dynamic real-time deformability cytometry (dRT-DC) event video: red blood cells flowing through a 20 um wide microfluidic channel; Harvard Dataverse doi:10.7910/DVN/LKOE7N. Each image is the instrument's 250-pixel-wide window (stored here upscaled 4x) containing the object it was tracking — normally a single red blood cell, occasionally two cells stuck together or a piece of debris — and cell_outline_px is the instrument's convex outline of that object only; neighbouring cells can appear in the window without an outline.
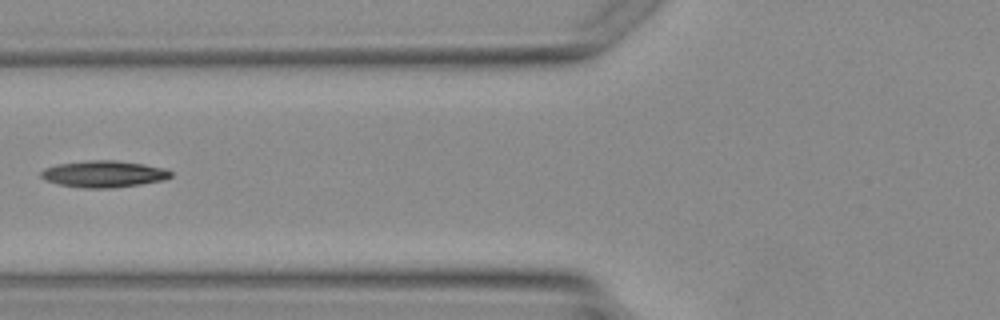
{"species": "Egyptian fruit bat (a non-hibernating species)", "species_latin": "Rousettus aegyptiacus", "temperature_condition": "warm", "stored_images_in_passage": 2, "camera_frame_rate_fps": 3000, "um_per_image_px": 0.085, "animal": {"sex": "female"}, "frame": {"image": 1, "passage_image": 2, "time_ms": 1.333, "image_size_px": [1000, 320], "cell_outline_px": [[172, 176], [164, 180], [140, 184], [112, 188], [84, 188], [60, 184], [48, 180], [40, 176], [40, 172], [44, 168], [60, 164], [88, 160], [116, 160], [144, 164], [164, 168], [172, 172]], "centroid_in_image_um": [8.85, 14.78], "position_along_channel_um": 116.9, "area_um2": 20.0}}